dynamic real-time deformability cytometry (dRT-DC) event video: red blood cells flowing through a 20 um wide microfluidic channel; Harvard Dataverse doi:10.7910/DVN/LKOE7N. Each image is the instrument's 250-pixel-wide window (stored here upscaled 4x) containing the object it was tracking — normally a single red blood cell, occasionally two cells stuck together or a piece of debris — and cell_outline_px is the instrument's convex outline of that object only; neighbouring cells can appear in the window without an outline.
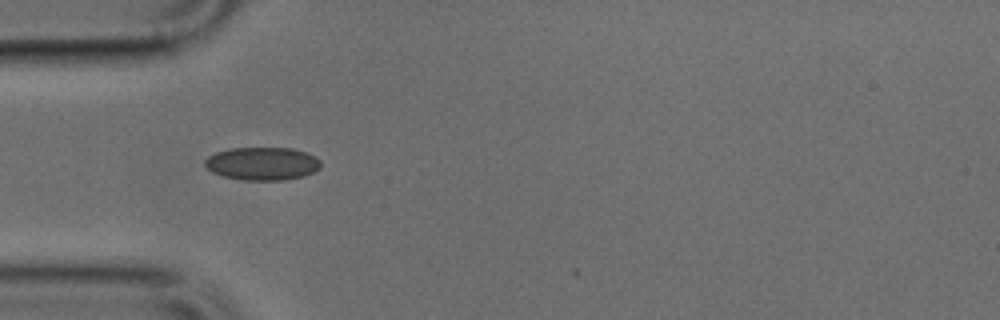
{"species": "common noctule bat (a hibernating species)", "species_latin": "Nyctalus noctula", "temperature_condition": "cold", "stored_images_in_passage": 4, "camera_frame_rate_fps": 3000, "um_per_image_px": 0.085, "animal": {"sex": "male", "body_mass_g": 17.9, "forearm_length_mm": 54.2}, "frame": {"image": 1, "passage_image": 1, "time_ms": 0.0, "image_size_px": [1000, 320], "cell_outline_px": [[320, 168], [304, 176], [284, 180], [244, 180], [224, 176], [212, 172], [204, 164], [204, 160], [208, 156], [216, 152], [232, 148], [292, 148], [308, 152], [316, 156], [320, 160]], "centroid_in_image_um": [22.32, 13.9], "position_along_channel_um": 62.7, "area_um2": 22.37}}